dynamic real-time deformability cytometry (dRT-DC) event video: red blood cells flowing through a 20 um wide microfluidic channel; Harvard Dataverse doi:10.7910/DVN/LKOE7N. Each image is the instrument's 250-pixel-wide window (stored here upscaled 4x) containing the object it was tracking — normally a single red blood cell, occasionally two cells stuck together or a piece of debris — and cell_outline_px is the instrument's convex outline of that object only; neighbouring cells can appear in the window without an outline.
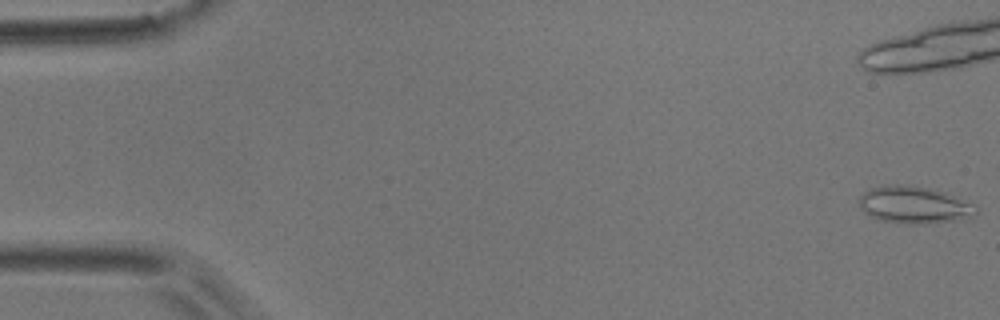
{"species": "common noctule bat (a hibernating species)", "species_latin": "Nyctalus noctula", "temperature_condition": "room temperature", "stored_images_in_passage": 16, "camera_frame_rate_fps": 3000, "um_per_image_px": 0.085, "animal": {"sex": "male", "body_mass_g": 17.9}, "frame": {"image": 1, "passage_image": 1, "time_ms": 0.0, "image_size_px": [1000, 320], "cell_outline_px": [[980, 208], [972, 216], [956, 220], [924, 224], [904, 224], [880, 220], [864, 212], [860, 208], [860, 196], [864, 192], [872, 188], [896, 184], [928, 188], [944, 192], [956, 196], [976, 204]], "centroid_in_image_um": [77.74, 17.43], "position_along_channel_um": 7.3, "area_um2": 25.2}}